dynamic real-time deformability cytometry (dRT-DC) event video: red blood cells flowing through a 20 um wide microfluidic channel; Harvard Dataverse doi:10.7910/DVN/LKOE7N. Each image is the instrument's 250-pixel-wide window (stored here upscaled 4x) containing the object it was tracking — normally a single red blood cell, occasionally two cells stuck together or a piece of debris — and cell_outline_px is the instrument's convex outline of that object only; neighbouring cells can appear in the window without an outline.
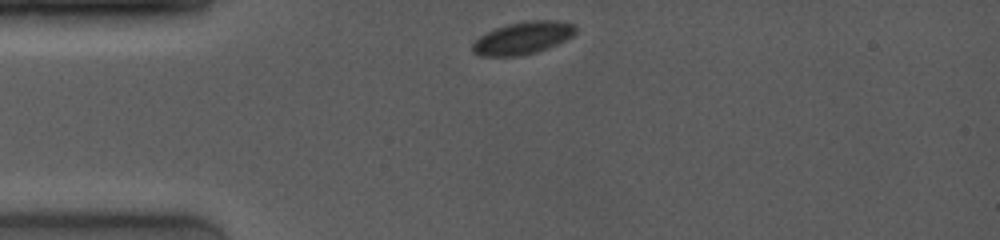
{"species": "common noctule bat (a hibernating species)", "species_latin": "Nyctalus noctula", "temperature_condition": "room temperature", "stored_images_in_passage": 18, "camera_frame_rate_fps": 4000, "um_per_image_px": 0.085, "animal": {"sex": "female", "body_mass_g": 19.0, "forearm_length_mm": 53.3}, "frame": {"image": 1, "passage_image": 1, "time_ms": 0.0, "image_size_px": [1000, 240], "cell_outline_px": [[576, 32], [572, 36], [548, 48], [536, 52], [520, 56], [480, 56], [472, 52], [472, 44], [480, 36], [496, 28], [508, 24], [528, 20], [556, 20], [572, 24], [576, 28]], "centroid_in_image_um": [44.43, 3.23], "position_along_channel_um": 40.6, "area_um2": 19.36}}
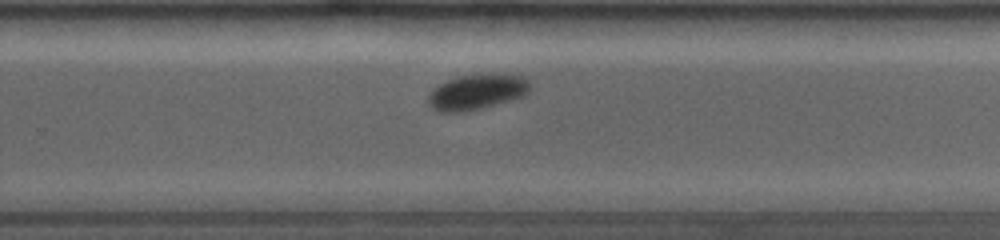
{"frame": {"image": 2, "passage_image": 12, "time_ms": 7.0, "image_size_px": [1000, 240], "cell_outline_px": [[528, 92], [524, 96], [480, 108], [464, 112], [440, 112], [432, 108], [428, 100], [428, 96], [440, 84], [456, 76], [524, 76], [528, 80]], "centroid_in_image_um": [40.5, 7.85], "position_along_channel_um": 289.3, "area_um2": 20.0}}
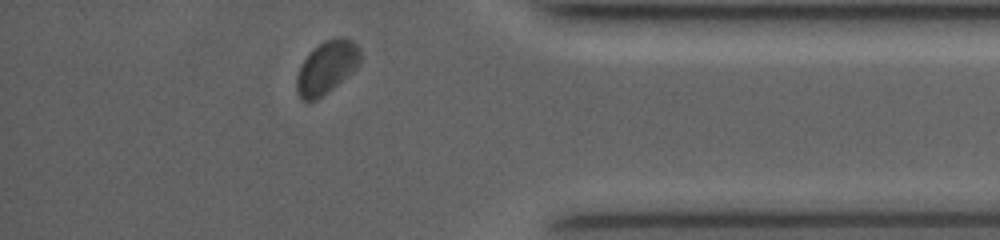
{"frame": {"image": 3, "passage_image": 17, "time_ms": 10.25, "image_size_px": [1000, 240], "cell_outline_px": [[360, 64], [356, 68], [332, 88], [316, 100], [300, 100], [296, 92], [296, 76], [300, 64], [312, 48], [324, 40], [336, 36], [344, 36], [352, 40], [360, 48]], "centroid_in_image_um": [27.74, 5.69], "position_along_channel_um": 407.5, "area_um2": 19.83}, "authors_computed_cell_mechanics": {"area_um2": 20.23, "velocity_mm_per_s": 3.9376, "shape_relaxation_time_tau1_ms": 0.2751, "shape_relaxation_time_tau2_ms": null, "deformation_change_tau1": 0.0336, "deformation_change_tau2": null}}